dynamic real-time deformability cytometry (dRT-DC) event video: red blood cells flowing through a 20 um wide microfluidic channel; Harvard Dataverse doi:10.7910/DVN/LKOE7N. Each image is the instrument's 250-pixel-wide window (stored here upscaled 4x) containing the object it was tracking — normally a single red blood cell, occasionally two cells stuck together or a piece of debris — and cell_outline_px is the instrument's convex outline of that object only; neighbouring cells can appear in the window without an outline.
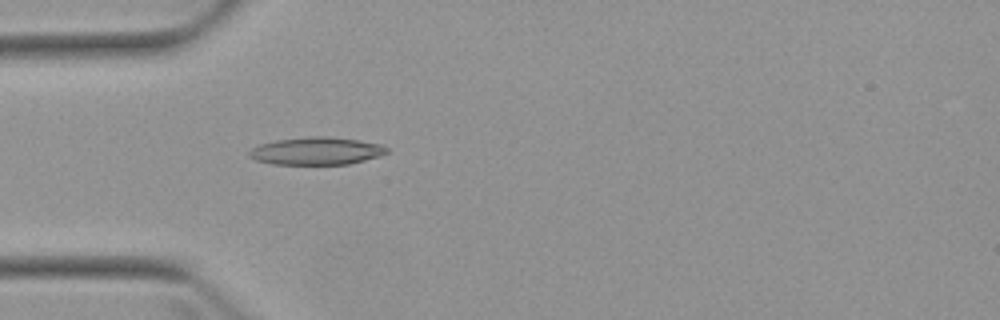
{"species": "Egyptian fruit bat (a non-hibernating species)", "species_latin": "Rousettus aegyptiacus", "temperature_condition": "warm", "stored_images_in_passage": 4, "camera_frame_rate_fps": 3000, "um_per_image_px": 0.085, "animal": {"sex": "female"}, "frame": {"image": 1, "passage_image": 4, "time_ms": 3.667, "image_size_px": [1000, 320], "cell_outline_px": [[388, 152], [380, 156], [348, 164], [272, 164], [256, 160], [248, 156], [248, 152], [252, 148], [260, 144], [276, 140], [308, 136], [324, 136], [356, 140], [380, 144], [388, 148]], "centroid_in_image_um": [26.87, 12.83], "position_along_channel_um": 58.1, "area_um2": 22.02}}